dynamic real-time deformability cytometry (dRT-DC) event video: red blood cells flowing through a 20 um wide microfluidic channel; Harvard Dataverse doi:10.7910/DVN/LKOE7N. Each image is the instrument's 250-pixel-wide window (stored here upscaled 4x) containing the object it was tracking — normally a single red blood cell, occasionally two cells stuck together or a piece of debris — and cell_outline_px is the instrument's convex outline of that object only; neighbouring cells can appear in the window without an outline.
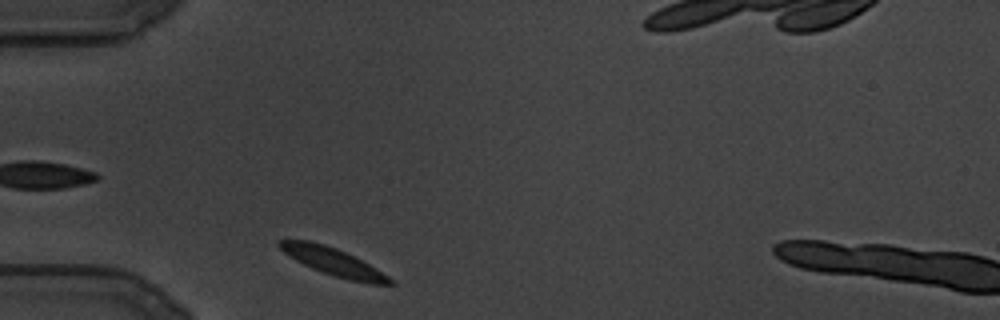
{"species": "common noctule bat (a hibernating species)", "species_latin": "Nyctalus noctula", "temperature_condition": "cold", "stored_images_in_passage": 81, "camera_frame_rate_fps": 3000, "um_per_image_px": 0.085, "animal": {"sex": "male", "body_mass_g": 19.5, "forearm_length_mm": 54.6}, "frame": {"image": 1, "passage_image": 3, "time_ms": 0.667, "image_size_px": [1000, 320], "cell_outline_px": [[396, 284], [368, 284], [348, 280], [312, 268], [296, 260], [284, 252], [276, 244], [280, 240], [312, 240], [336, 248], [376, 268], [388, 276]], "centroid_in_image_um": [28.32, 22.24], "position_along_channel_um": 56.7, "area_um2": 17.4}}
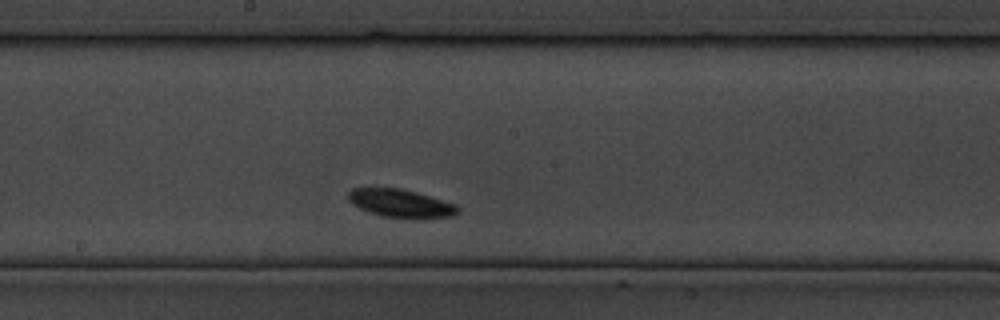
{"frame": {"image": 2, "passage_image": 36, "time_ms": 11.667, "image_size_px": [1000, 320], "cell_outline_px": [[460, 208], [452, 216], [420, 220], [408, 220], [380, 216], [368, 212], [352, 204], [348, 200], [348, 192], [352, 188], [400, 188], [416, 192], [456, 204]], "centroid_in_image_um": [34.06, 17.32], "position_along_channel_um": 214.1, "area_um2": 18.44}}
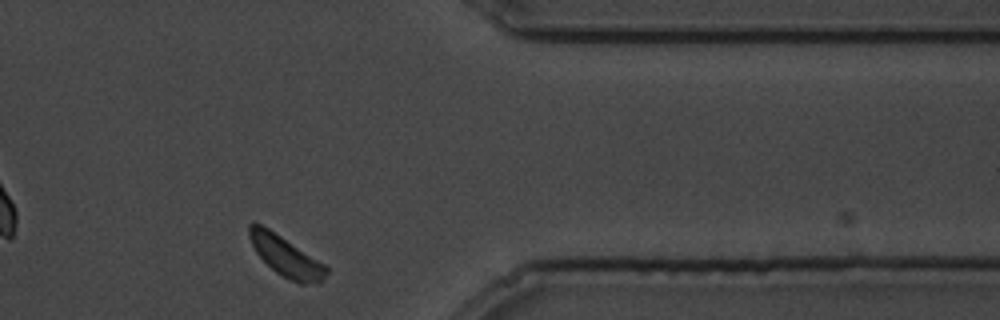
{"frame": {"image": 3, "passage_image": 72, "time_ms": 23.667, "image_size_px": [1000, 320], "cell_outline_px": [[328, 272], [320, 284], [300, 284], [276, 272], [256, 252], [248, 236], [248, 224], [252, 220], [268, 228], [324, 264], [328, 268]], "centroid_in_image_um": [24.29, 21.78], "position_along_channel_um": 387.1, "area_um2": 17.74}}